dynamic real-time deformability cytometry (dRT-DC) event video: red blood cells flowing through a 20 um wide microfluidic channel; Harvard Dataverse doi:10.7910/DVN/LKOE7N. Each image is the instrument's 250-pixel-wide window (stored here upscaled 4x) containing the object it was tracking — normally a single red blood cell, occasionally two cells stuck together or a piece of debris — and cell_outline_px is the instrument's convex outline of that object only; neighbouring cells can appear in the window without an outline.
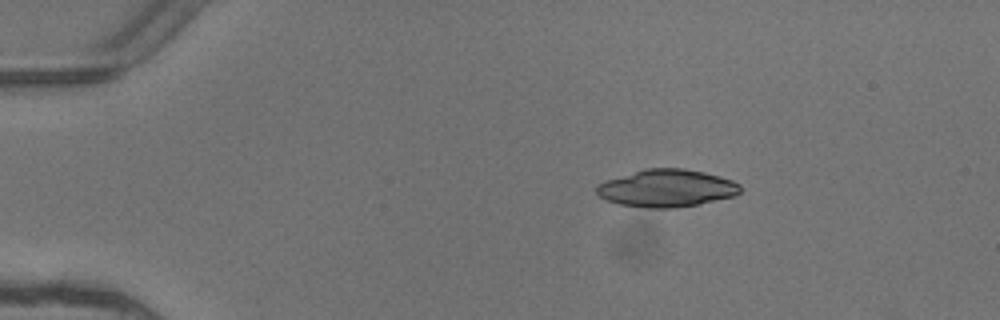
{"species": "common noctule bat (a hibernating species)", "species_latin": "Nyctalus noctula", "temperature_condition": "warm", "stored_images_in_passage": 5, "camera_frame_rate_fps": 3000, "um_per_image_px": 0.085, "animal": {"sex": "female"}, "frame": {"image": 1, "passage_image": 5, "time_ms": 1.333, "image_size_px": [1000, 320], "cell_outline_px": [[740, 192], [736, 196], [676, 208], [648, 208], [620, 204], [608, 200], [600, 196], [596, 192], [596, 188], [600, 184], [608, 180], [644, 168], [684, 168], [704, 172], [720, 176], [732, 180], [740, 184]], "centroid_in_image_um": [56.71, 15.99], "position_along_channel_um": 28.3, "area_um2": 31.15}}